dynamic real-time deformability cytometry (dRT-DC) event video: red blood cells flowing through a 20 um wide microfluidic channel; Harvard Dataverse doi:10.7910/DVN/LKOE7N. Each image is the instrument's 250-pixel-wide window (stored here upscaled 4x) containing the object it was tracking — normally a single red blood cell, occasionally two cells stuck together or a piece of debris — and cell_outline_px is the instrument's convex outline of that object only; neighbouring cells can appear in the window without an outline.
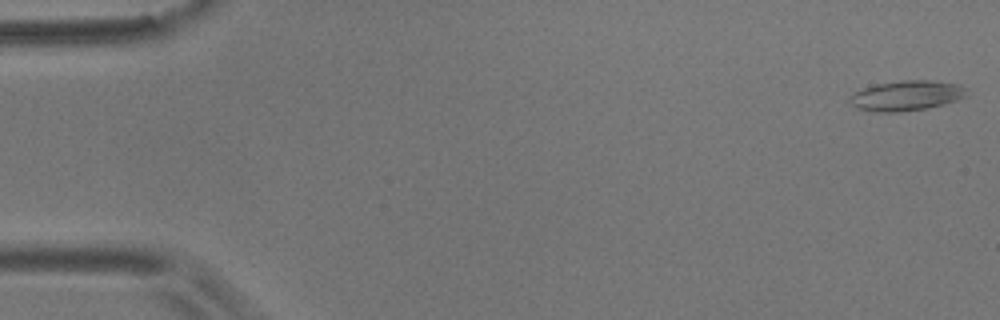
{"species": "common noctule bat (a hibernating species)", "species_latin": "Nyctalus noctula", "temperature_condition": "room temperature", "stored_images_in_passage": 56, "camera_frame_rate_fps": 3000, "um_per_image_px": 0.085, "animal": {"sex": "male", "body_mass_g": 17.9}, "frame": {"image": 1, "passage_image": 1, "time_ms": 0.0, "image_size_px": [1000, 320], "cell_outline_px": [[964, 96], [956, 100], [944, 104], [928, 108], [896, 112], [880, 112], [856, 108], [848, 100], [856, 92], [864, 88], [880, 84], [904, 80], [928, 80], [960, 84], [964, 88]], "centroid_in_image_um": [77.05, 8.13], "position_along_channel_um": 8.0, "area_um2": 20.0}}
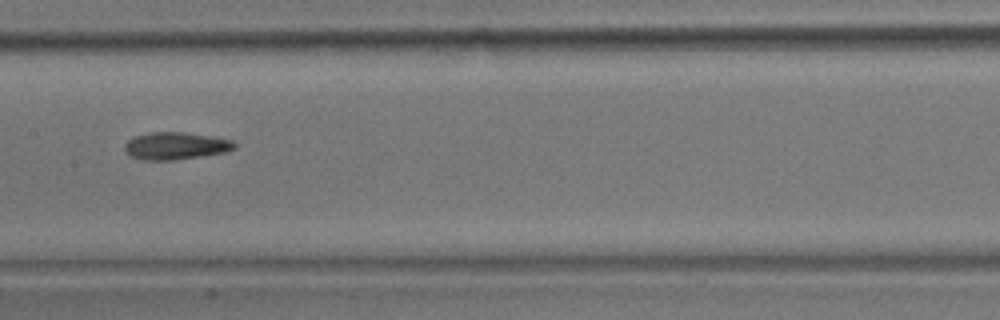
{"frame": {"image": 2, "passage_image": 28, "time_ms": 9.0, "image_size_px": [1000, 320], "cell_outline_px": [[236, 148], [224, 152], [172, 160], [144, 160], [132, 156], [124, 152], [124, 144], [128, 140], [136, 136], [152, 132], [184, 132], [212, 136], [232, 140], [236, 144]], "centroid_in_image_um": [14.91, 12.39], "position_along_channel_um": 192.5, "area_um2": 17.34}}
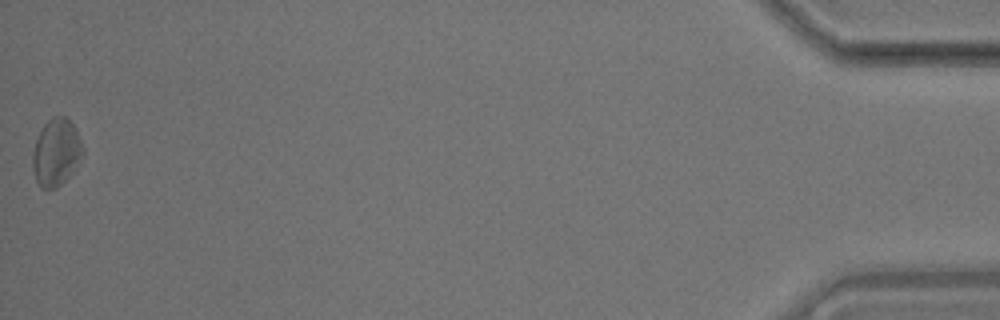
{"frame": {"image": 3, "passage_image": 56, "time_ms": 18.333, "image_size_px": [1000, 320], "cell_outline_px": [[84, 156], [72, 172], [56, 188], [40, 188], [36, 180], [32, 168], [32, 152], [36, 140], [44, 124], [52, 116], [64, 116], [72, 124], [84, 148]], "centroid_in_image_um": [4.77, 12.96], "position_along_channel_um": 430.4, "area_um2": 19.54}, "authors_computed_cell_mechanics": {"area_um2": 17.7446, "velocity_mm_per_s": 3.5689, "shape_relaxation_time_tau1_ms": 6.5691, "shape_relaxation_time_tau2_ms": 10.0126, "deformation_change_tau1": 0.1341, "deformation_change_tau2": 0.1951}}